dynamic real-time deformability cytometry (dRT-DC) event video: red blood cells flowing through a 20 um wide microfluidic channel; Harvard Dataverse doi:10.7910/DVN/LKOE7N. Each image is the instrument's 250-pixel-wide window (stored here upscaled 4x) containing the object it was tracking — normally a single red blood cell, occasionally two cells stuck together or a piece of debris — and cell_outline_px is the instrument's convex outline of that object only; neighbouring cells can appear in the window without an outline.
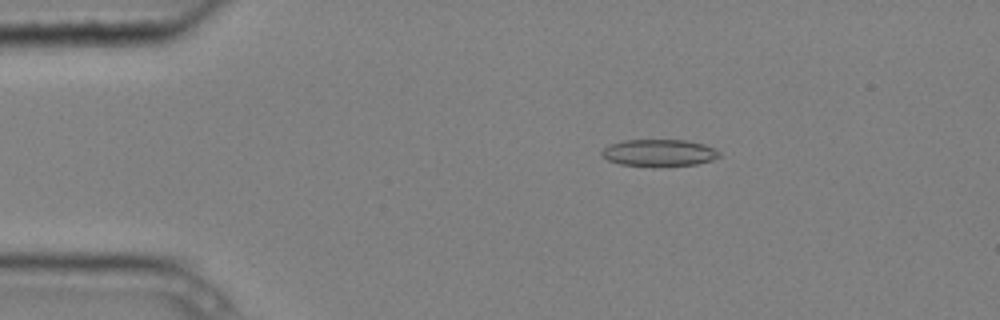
{"species": "common noctule bat (a hibernating species)", "species_latin": "Nyctalus noctula", "temperature_condition": "cold", "stored_images_in_passage": 5, "camera_frame_rate_fps": 3000, "um_per_image_px": 0.085, "animal": {"sex": "male", "body_mass_g": 20.4}, "frame": {"image": 1, "passage_image": 2, "time_ms": 0.333, "image_size_px": [1000, 320], "cell_outline_px": [[720, 156], [712, 160], [696, 164], [620, 164], [608, 160], [600, 152], [608, 144], [624, 140], [684, 140], [704, 144], [720, 152]], "centroid_in_image_um": [56.01, 12.95], "position_along_channel_um": 29.0, "area_um2": 17.69}}
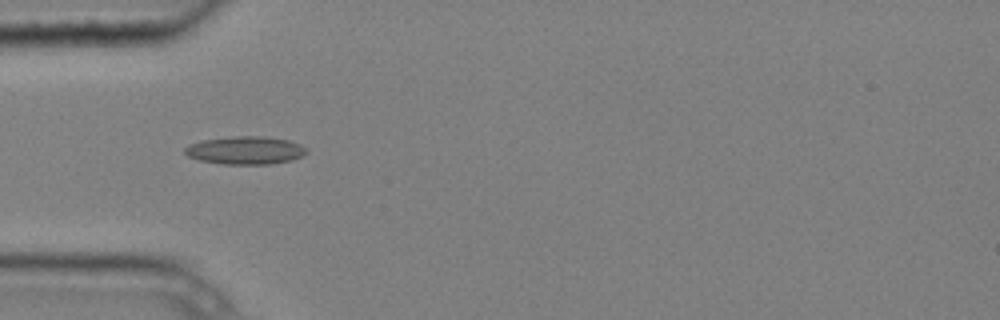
{"frame": {"image": 2, "passage_image": 4, "time_ms": 1.0, "image_size_px": [1000, 320], "cell_outline_px": [[308, 152], [292, 160], [268, 164], [224, 164], [200, 160], [188, 156], [184, 152], [184, 148], [188, 144], [200, 140], [236, 136], [264, 136], [288, 140], [300, 144]], "centroid_in_image_um": [20.82, 12.77], "position_along_channel_um": 64.2, "area_um2": 19.77}}
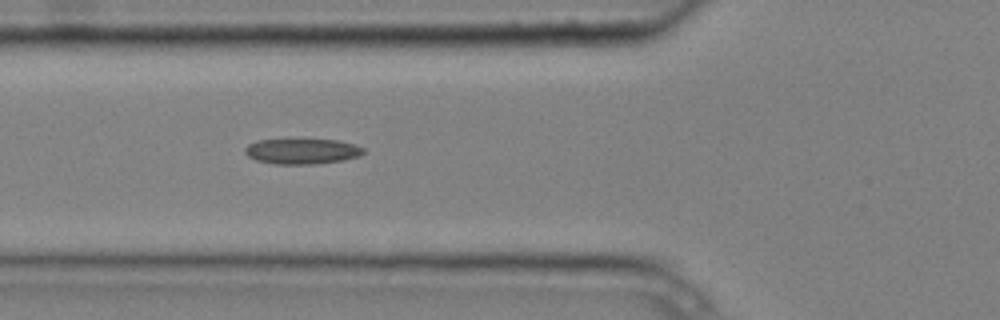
{"frame": {"image": 3, "passage_image": 5, "time_ms": 1.333, "image_size_px": [1000, 320], "cell_outline_px": [[364, 152], [360, 156], [344, 160], [316, 164], [276, 164], [256, 160], [248, 156], [244, 152], [244, 148], [248, 144], [256, 140], [340, 140], [356, 144], [364, 148]], "centroid_in_image_um": [25.69, 12.86], "position_along_channel_um": 100.1, "area_um2": 17.63}}